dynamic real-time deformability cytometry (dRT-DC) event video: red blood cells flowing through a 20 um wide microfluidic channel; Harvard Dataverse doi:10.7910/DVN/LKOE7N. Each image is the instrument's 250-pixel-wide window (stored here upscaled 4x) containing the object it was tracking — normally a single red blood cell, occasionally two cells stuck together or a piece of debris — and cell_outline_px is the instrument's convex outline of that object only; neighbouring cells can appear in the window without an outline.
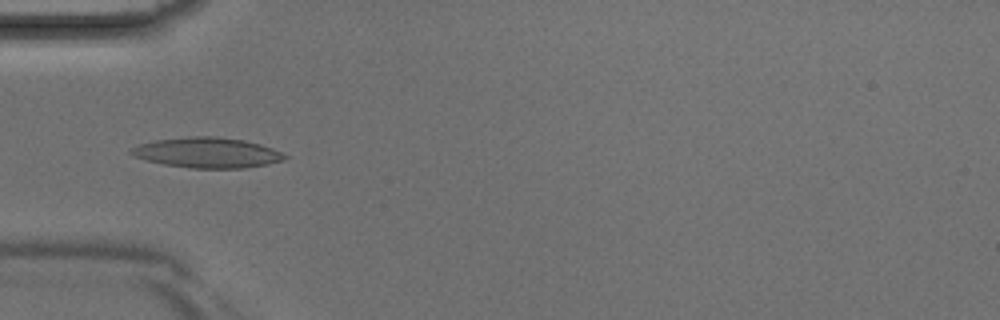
{"species": "Egyptian fruit bat (a non-hibernating species)", "species_latin": "Rousettus aegyptiacus", "temperature_condition": "room temperature", "stored_images_in_passage": 37, "camera_frame_rate_fps": 3000, "um_per_image_px": 0.085, "animal": {"sex": "male"}, "frame": {"image": 1, "passage_image": 13, "time_ms": 4.0, "image_size_px": [1000, 320], "cell_outline_px": [[288, 156], [284, 160], [268, 164], [244, 168], [188, 168], [164, 164], [132, 156], [128, 152], [132, 148], [140, 144], [156, 140], [192, 136], [216, 136], [244, 140], [260, 144], [272, 148]], "centroid_in_image_um": [17.62, 12.98], "position_along_channel_um": 67.4, "area_um2": 27.05}}
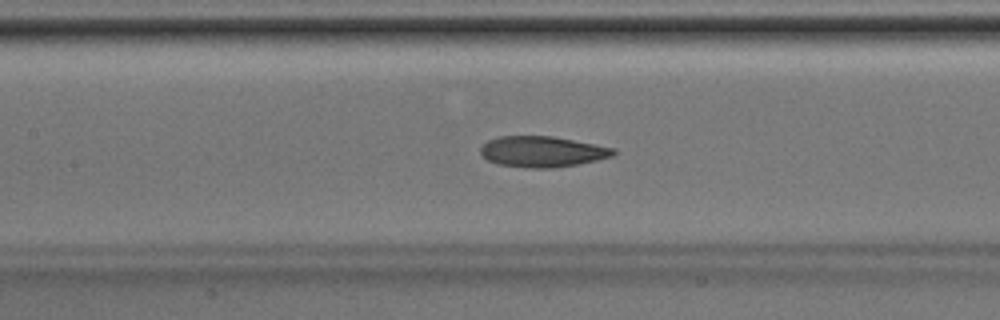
{"frame": {"image": 2, "passage_image": 19, "time_ms": 6.0, "image_size_px": [1000, 320], "cell_outline_px": [[616, 156], [576, 164], [552, 168], [528, 168], [496, 164], [488, 160], [480, 152], [480, 148], [488, 140], [500, 136], [552, 136], [616, 148]], "centroid_in_image_um": [46.11, 12.89], "position_along_channel_um": 161.3, "area_um2": 23.87}}
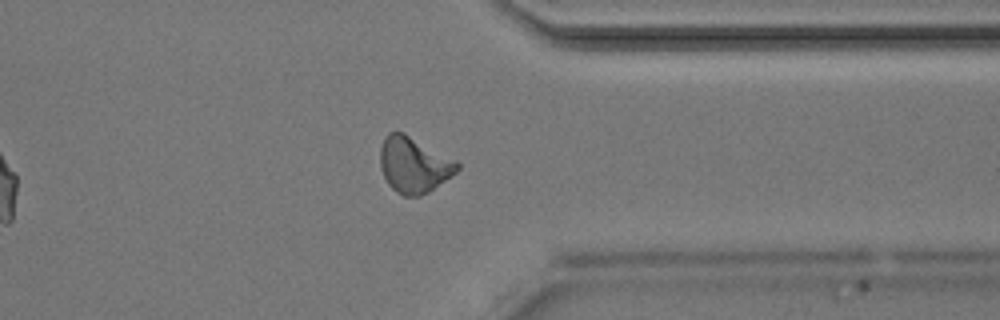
{"frame": {"image": 3, "passage_image": 33, "time_ms": 10.667, "image_size_px": [1000, 320], "cell_outline_px": [[460, 168], [456, 172], [428, 192], [420, 196], [404, 196], [396, 192], [388, 184], [384, 176], [380, 164], [380, 148], [384, 136], [388, 132], [404, 132], [456, 160], [460, 164]], "centroid_in_image_um": [35.16, 14.0], "position_along_channel_um": 376.2, "area_um2": 25.03}}